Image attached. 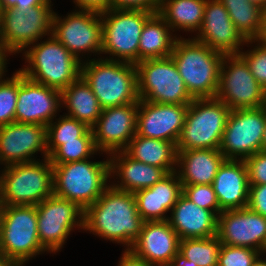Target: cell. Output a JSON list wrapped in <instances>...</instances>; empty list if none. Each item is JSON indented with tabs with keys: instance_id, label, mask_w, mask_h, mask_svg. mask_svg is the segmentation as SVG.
Instances as JSON below:
<instances>
[{
	"instance_id": "1",
	"label": "cell",
	"mask_w": 266,
	"mask_h": 266,
	"mask_svg": "<svg viewBox=\"0 0 266 266\" xmlns=\"http://www.w3.org/2000/svg\"><path fill=\"white\" fill-rule=\"evenodd\" d=\"M144 221L138 213L134 193L111 184L101 197L84 211V231L130 249Z\"/></svg>"
},
{
	"instance_id": "2",
	"label": "cell",
	"mask_w": 266,
	"mask_h": 266,
	"mask_svg": "<svg viewBox=\"0 0 266 266\" xmlns=\"http://www.w3.org/2000/svg\"><path fill=\"white\" fill-rule=\"evenodd\" d=\"M30 45L19 71L30 80L62 92L81 76V63L52 34ZM27 63V64H26Z\"/></svg>"
},
{
	"instance_id": "3",
	"label": "cell",
	"mask_w": 266,
	"mask_h": 266,
	"mask_svg": "<svg viewBox=\"0 0 266 266\" xmlns=\"http://www.w3.org/2000/svg\"><path fill=\"white\" fill-rule=\"evenodd\" d=\"M81 77L102 109L139 102L137 69L133 63L91 57L81 63Z\"/></svg>"
},
{
	"instance_id": "4",
	"label": "cell",
	"mask_w": 266,
	"mask_h": 266,
	"mask_svg": "<svg viewBox=\"0 0 266 266\" xmlns=\"http://www.w3.org/2000/svg\"><path fill=\"white\" fill-rule=\"evenodd\" d=\"M171 57L194 99L216 97L224 54L181 35L175 42Z\"/></svg>"
},
{
	"instance_id": "5",
	"label": "cell",
	"mask_w": 266,
	"mask_h": 266,
	"mask_svg": "<svg viewBox=\"0 0 266 266\" xmlns=\"http://www.w3.org/2000/svg\"><path fill=\"white\" fill-rule=\"evenodd\" d=\"M87 160L52 164L54 195L76 203L84 211L94 204L110 185V162ZM109 182V183H108Z\"/></svg>"
},
{
	"instance_id": "6",
	"label": "cell",
	"mask_w": 266,
	"mask_h": 266,
	"mask_svg": "<svg viewBox=\"0 0 266 266\" xmlns=\"http://www.w3.org/2000/svg\"><path fill=\"white\" fill-rule=\"evenodd\" d=\"M4 206H36L54 194L53 166L48 158L8 165L0 170Z\"/></svg>"
},
{
	"instance_id": "7",
	"label": "cell",
	"mask_w": 266,
	"mask_h": 266,
	"mask_svg": "<svg viewBox=\"0 0 266 266\" xmlns=\"http://www.w3.org/2000/svg\"><path fill=\"white\" fill-rule=\"evenodd\" d=\"M45 252L38 237L36 206H4L0 223V254L16 266H25Z\"/></svg>"
},
{
	"instance_id": "8",
	"label": "cell",
	"mask_w": 266,
	"mask_h": 266,
	"mask_svg": "<svg viewBox=\"0 0 266 266\" xmlns=\"http://www.w3.org/2000/svg\"><path fill=\"white\" fill-rule=\"evenodd\" d=\"M153 12L110 8L101 12L102 58L137 64L139 40L145 22ZM107 54V56H106Z\"/></svg>"
},
{
	"instance_id": "9",
	"label": "cell",
	"mask_w": 266,
	"mask_h": 266,
	"mask_svg": "<svg viewBox=\"0 0 266 266\" xmlns=\"http://www.w3.org/2000/svg\"><path fill=\"white\" fill-rule=\"evenodd\" d=\"M230 111L217 97L194 99L188 105L177 151L219 149Z\"/></svg>"
},
{
	"instance_id": "10",
	"label": "cell",
	"mask_w": 266,
	"mask_h": 266,
	"mask_svg": "<svg viewBox=\"0 0 266 266\" xmlns=\"http://www.w3.org/2000/svg\"><path fill=\"white\" fill-rule=\"evenodd\" d=\"M50 0L28 10L8 7L0 12V45L10 56L51 34L54 10Z\"/></svg>"
},
{
	"instance_id": "11",
	"label": "cell",
	"mask_w": 266,
	"mask_h": 266,
	"mask_svg": "<svg viewBox=\"0 0 266 266\" xmlns=\"http://www.w3.org/2000/svg\"><path fill=\"white\" fill-rule=\"evenodd\" d=\"M136 69L139 100L162 104H190L194 100L171 56L143 60Z\"/></svg>"
},
{
	"instance_id": "12",
	"label": "cell",
	"mask_w": 266,
	"mask_h": 266,
	"mask_svg": "<svg viewBox=\"0 0 266 266\" xmlns=\"http://www.w3.org/2000/svg\"><path fill=\"white\" fill-rule=\"evenodd\" d=\"M51 34L80 62L90 60L92 54L101 57L102 21L100 12L80 9L74 11L73 9L65 17L54 12ZM86 55H88L87 58ZM84 58L86 59L84 60Z\"/></svg>"
},
{
	"instance_id": "13",
	"label": "cell",
	"mask_w": 266,
	"mask_h": 266,
	"mask_svg": "<svg viewBox=\"0 0 266 266\" xmlns=\"http://www.w3.org/2000/svg\"><path fill=\"white\" fill-rule=\"evenodd\" d=\"M36 210L38 237L47 253L60 252L74 230L84 231V210L74 202L53 194Z\"/></svg>"
},
{
	"instance_id": "14",
	"label": "cell",
	"mask_w": 266,
	"mask_h": 266,
	"mask_svg": "<svg viewBox=\"0 0 266 266\" xmlns=\"http://www.w3.org/2000/svg\"><path fill=\"white\" fill-rule=\"evenodd\" d=\"M266 124V105L230 111L220 152L226 159L245 160L261 151Z\"/></svg>"
},
{
	"instance_id": "15",
	"label": "cell",
	"mask_w": 266,
	"mask_h": 266,
	"mask_svg": "<svg viewBox=\"0 0 266 266\" xmlns=\"http://www.w3.org/2000/svg\"><path fill=\"white\" fill-rule=\"evenodd\" d=\"M216 97L231 110L265 106V89L239 54L224 55Z\"/></svg>"
},
{
	"instance_id": "16",
	"label": "cell",
	"mask_w": 266,
	"mask_h": 266,
	"mask_svg": "<svg viewBox=\"0 0 266 266\" xmlns=\"http://www.w3.org/2000/svg\"><path fill=\"white\" fill-rule=\"evenodd\" d=\"M40 152L48 158L46 126L13 122L0 127V165L32 162ZM36 155V156H35Z\"/></svg>"
},
{
	"instance_id": "17",
	"label": "cell",
	"mask_w": 266,
	"mask_h": 266,
	"mask_svg": "<svg viewBox=\"0 0 266 266\" xmlns=\"http://www.w3.org/2000/svg\"><path fill=\"white\" fill-rule=\"evenodd\" d=\"M61 108L60 91L32 81L18 70L15 122L47 126Z\"/></svg>"
},
{
	"instance_id": "18",
	"label": "cell",
	"mask_w": 266,
	"mask_h": 266,
	"mask_svg": "<svg viewBox=\"0 0 266 266\" xmlns=\"http://www.w3.org/2000/svg\"><path fill=\"white\" fill-rule=\"evenodd\" d=\"M138 103L102 109L91 128L95 147L104 155L123 151L136 135Z\"/></svg>"
},
{
	"instance_id": "19",
	"label": "cell",
	"mask_w": 266,
	"mask_h": 266,
	"mask_svg": "<svg viewBox=\"0 0 266 266\" xmlns=\"http://www.w3.org/2000/svg\"><path fill=\"white\" fill-rule=\"evenodd\" d=\"M189 104H162L139 100L136 135L177 145Z\"/></svg>"
},
{
	"instance_id": "20",
	"label": "cell",
	"mask_w": 266,
	"mask_h": 266,
	"mask_svg": "<svg viewBox=\"0 0 266 266\" xmlns=\"http://www.w3.org/2000/svg\"><path fill=\"white\" fill-rule=\"evenodd\" d=\"M217 237L222 245L249 247L261 253L266 243V217L248 207L222 211Z\"/></svg>"
},
{
	"instance_id": "21",
	"label": "cell",
	"mask_w": 266,
	"mask_h": 266,
	"mask_svg": "<svg viewBox=\"0 0 266 266\" xmlns=\"http://www.w3.org/2000/svg\"><path fill=\"white\" fill-rule=\"evenodd\" d=\"M194 35L191 37L224 55L238 54L246 43L219 0L206 1L202 25Z\"/></svg>"
},
{
	"instance_id": "22",
	"label": "cell",
	"mask_w": 266,
	"mask_h": 266,
	"mask_svg": "<svg viewBox=\"0 0 266 266\" xmlns=\"http://www.w3.org/2000/svg\"><path fill=\"white\" fill-rule=\"evenodd\" d=\"M179 243L168 220L146 221L130 250L150 266H166L179 254Z\"/></svg>"
},
{
	"instance_id": "23",
	"label": "cell",
	"mask_w": 266,
	"mask_h": 266,
	"mask_svg": "<svg viewBox=\"0 0 266 266\" xmlns=\"http://www.w3.org/2000/svg\"><path fill=\"white\" fill-rule=\"evenodd\" d=\"M109 162L110 184L130 193L150 188L168 175L163 168L136 161L124 151L109 154Z\"/></svg>"
},
{
	"instance_id": "24",
	"label": "cell",
	"mask_w": 266,
	"mask_h": 266,
	"mask_svg": "<svg viewBox=\"0 0 266 266\" xmlns=\"http://www.w3.org/2000/svg\"><path fill=\"white\" fill-rule=\"evenodd\" d=\"M212 186L221 211L246 208L249 200L246 162L226 159L220 166Z\"/></svg>"
},
{
	"instance_id": "25",
	"label": "cell",
	"mask_w": 266,
	"mask_h": 266,
	"mask_svg": "<svg viewBox=\"0 0 266 266\" xmlns=\"http://www.w3.org/2000/svg\"><path fill=\"white\" fill-rule=\"evenodd\" d=\"M169 224L179 239L210 238L217 235L218 216L197 206L181 194L170 211Z\"/></svg>"
},
{
	"instance_id": "26",
	"label": "cell",
	"mask_w": 266,
	"mask_h": 266,
	"mask_svg": "<svg viewBox=\"0 0 266 266\" xmlns=\"http://www.w3.org/2000/svg\"><path fill=\"white\" fill-rule=\"evenodd\" d=\"M182 194V184L176 172L169 173L150 188L134 193L138 213L144 222L168 220L169 213Z\"/></svg>"
},
{
	"instance_id": "27",
	"label": "cell",
	"mask_w": 266,
	"mask_h": 266,
	"mask_svg": "<svg viewBox=\"0 0 266 266\" xmlns=\"http://www.w3.org/2000/svg\"><path fill=\"white\" fill-rule=\"evenodd\" d=\"M176 173L182 185L212 184L226 160L220 149L177 151Z\"/></svg>"
},
{
	"instance_id": "28",
	"label": "cell",
	"mask_w": 266,
	"mask_h": 266,
	"mask_svg": "<svg viewBox=\"0 0 266 266\" xmlns=\"http://www.w3.org/2000/svg\"><path fill=\"white\" fill-rule=\"evenodd\" d=\"M123 151L136 161L163 168L168 174L176 172L178 152L173 142L135 135Z\"/></svg>"
},
{
	"instance_id": "29",
	"label": "cell",
	"mask_w": 266,
	"mask_h": 266,
	"mask_svg": "<svg viewBox=\"0 0 266 266\" xmlns=\"http://www.w3.org/2000/svg\"><path fill=\"white\" fill-rule=\"evenodd\" d=\"M62 108L67 116L75 118L92 128L101 115L102 108L90 86L80 76L61 92Z\"/></svg>"
},
{
	"instance_id": "30",
	"label": "cell",
	"mask_w": 266,
	"mask_h": 266,
	"mask_svg": "<svg viewBox=\"0 0 266 266\" xmlns=\"http://www.w3.org/2000/svg\"><path fill=\"white\" fill-rule=\"evenodd\" d=\"M173 33L164 19L158 13H154L142 29L139 40V62L170 57L179 38L178 34Z\"/></svg>"
},
{
	"instance_id": "31",
	"label": "cell",
	"mask_w": 266,
	"mask_h": 266,
	"mask_svg": "<svg viewBox=\"0 0 266 266\" xmlns=\"http://www.w3.org/2000/svg\"><path fill=\"white\" fill-rule=\"evenodd\" d=\"M207 0H161L158 14L171 30L197 33L202 25ZM193 32V33H192Z\"/></svg>"
},
{
	"instance_id": "32",
	"label": "cell",
	"mask_w": 266,
	"mask_h": 266,
	"mask_svg": "<svg viewBox=\"0 0 266 266\" xmlns=\"http://www.w3.org/2000/svg\"><path fill=\"white\" fill-rule=\"evenodd\" d=\"M237 31L247 40L259 39L263 30L264 8L249 0H219Z\"/></svg>"
},
{
	"instance_id": "33",
	"label": "cell",
	"mask_w": 266,
	"mask_h": 266,
	"mask_svg": "<svg viewBox=\"0 0 266 266\" xmlns=\"http://www.w3.org/2000/svg\"><path fill=\"white\" fill-rule=\"evenodd\" d=\"M221 246L217 235L210 238H186L180 240L179 254L198 266H218Z\"/></svg>"
},
{
	"instance_id": "34",
	"label": "cell",
	"mask_w": 266,
	"mask_h": 266,
	"mask_svg": "<svg viewBox=\"0 0 266 266\" xmlns=\"http://www.w3.org/2000/svg\"><path fill=\"white\" fill-rule=\"evenodd\" d=\"M46 126L47 152L50 157L62 144L77 141L88 129L84 123L67 115H60Z\"/></svg>"
},
{
	"instance_id": "35",
	"label": "cell",
	"mask_w": 266,
	"mask_h": 266,
	"mask_svg": "<svg viewBox=\"0 0 266 266\" xmlns=\"http://www.w3.org/2000/svg\"><path fill=\"white\" fill-rule=\"evenodd\" d=\"M103 154L95 147L93 132L89 128L77 141L65 142L50 157L51 164L87 160L94 155Z\"/></svg>"
},
{
	"instance_id": "36",
	"label": "cell",
	"mask_w": 266,
	"mask_h": 266,
	"mask_svg": "<svg viewBox=\"0 0 266 266\" xmlns=\"http://www.w3.org/2000/svg\"><path fill=\"white\" fill-rule=\"evenodd\" d=\"M17 96L18 69L10 78L6 74L0 78V127L15 122Z\"/></svg>"
},
{
	"instance_id": "37",
	"label": "cell",
	"mask_w": 266,
	"mask_h": 266,
	"mask_svg": "<svg viewBox=\"0 0 266 266\" xmlns=\"http://www.w3.org/2000/svg\"><path fill=\"white\" fill-rule=\"evenodd\" d=\"M245 46L251 48L246 51L242 49L238 54L245 60L257 82L266 89V43L259 39L247 40Z\"/></svg>"
},
{
	"instance_id": "38",
	"label": "cell",
	"mask_w": 266,
	"mask_h": 266,
	"mask_svg": "<svg viewBox=\"0 0 266 266\" xmlns=\"http://www.w3.org/2000/svg\"><path fill=\"white\" fill-rule=\"evenodd\" d=\"M182 194L197 206L211 210L217 216L222 212L212 184L182 185Z\"/></svg>"
},
{
	"instance_id": "39",
	"label": "cell",
	"mask_w": 266,
	"mask_h": 266,
	"mask_svg": "<svg viewBox=\"0 0 266 266\" xmlns=\"http://www.w3.org/2000/svg\"><path fill=\"white\" fill-rule=\"evenodd\" d=\"M261 253L249 247L222 245L218 266H252Z\"/></svg>"
},
{
	"instance_id": "40",
	"label": "cell",
	"mask_w": 266,
	"mask_h": 266,
	"mask_svg": "<svg viewBox=\"0 0 266 266\" xmlns=\"http://www.w3.org/2000/svg\"><path fill=\"white\" fill-rule=\"evenodd\" d=\"M244 161L248 169L249 185L266 184V152L259 151Z\"/></svg>"
},
{
	"instance_id": "41",
	"label": "cell",
	"mask_w": 266,
	"mask_h": 266,
	"mask_svg": "<svg viewBox=\"0 0 266 266\" xmlns=\"http://www.w3.org/2000/svg\"><path fill=\"white\" fill-rule=\"evenodd\" d=\"M250 210L266 217V184L249 185L248 206Z\"/></svg>"
},
{
	"instance_id": "42",
	"label": "cell",
	"mask_w": 266,
	"mask_h": 266,
	"mask_svg": "<svg viewBox=\"0 0 266 266\" xmlns=\"http://www.w3.org/2000/svg\"><path fill=\"white\" fill-rule=\"evenodd\" d=\"M161 0H111L113 9L145 10L157 13Z\"/></svg>"
},
{
	"instance_id": "43",
	"label": "cell",
	"mask_w": 266,
	"mask_h": 266,
	"mask_svg": "<svg viewBox=\"0 0 266 266\" xmlns=\"http://www.w3.org/2000/svg\"><path fill=\"white\" fill-rule=\"evenodd\" d=\"M75 9L104 12L111 8V0H73Z\"/></svg>"
},
{
	"instance_id": "44",
	"label": "cell",
	"mask_w": 266,
	"mask_h": 266,
	"mask_svg": "<svg viewBox=\"0 0 266 266\" xmlns=\"http://www.w3.org/2000/svg\"><path fill=\"white\" fill-rule=\"evenodd\" d=\"M123 250L117 266H150L145 260L135 255L130 249L123 248Z\"/></svg>"
},
{
	"instance_id": "45",
	"label": "cell",
	"mask_w": 266,
	"mask_h": 266,
	"mask_svg": "<svg viewBox=\"0 0 266 266\" xmlns=\"http://www.w3.org/2000/svg\"><path fill=\"white\" fill-rule=\"evenodd\" d=\"M45 0H0L1 10L8 7H16L19 9L28 10L30 7L38 6Z\"/></svg>"
},
{
	"instance_id": "46",
	"label": "cell",
	"mask_w": 266,
	"mask_h": 266,
	"mask_svg": "<svg viewBox=\"0 0 266 266\" xmlns=\"http://www.w3.org/2000/svg\"><path fill=\"white\" fill-rule=\"evenodd\" d=\"M8 57H10L4 50L3 48L0 46V78L6 74L8 72L7 69V63L8 62Z\"/></svg>"
},
{
	"instance_id": "47",
	"label": "cell",
	"mask_w": 266,
	"mask_h": 266,
	"mask_svg": "<svg viewBox=\"0 0 266 266\" xmlns=\"http://www.w3.org/2000/svg\"><path fill=\"white\" fill-rule=\"evenodd\" d=\"M166 266H198L193 261H189L186 258L182 257L180 254L177 255V257L172 260L170 263H168Z\"/></svg>"
},
{
	"instance_id": "48",
	"label": "cell",
	"mask_w": 266,
	"mask_h": 266,
	"mask_svg": "<svg viewBox=\"0 0 266 266\" xmlns=\"http://www.w3.org/2000/svg\"><path fill=\"white\" fill-rule=\"evenodd\" d=\"M259 40L266 43V7L264 8V18H263V30Z\"/></svg>"
},
{
	"instance_id": "49",
	"label": "cell",
	"mask_w": 266,
	"mask_h": 266,
	"mask_svg": "<svg viewBox=\"0 0 266 266\" xmlns=\"http://www.w3.org/2000/svg\"><path fill=\"white\" fill-rule=\"evenodd\" d=\"M0 266H16L11 260L6 259L2 254H0Z\"/></svg>"
},
{
	"instance_id": "50",
	"label": "cell",
	"mask_w": 266,
	"mask_h": 266,
	"mask_svg": "<svg viewBox=\"0 0 266 266\" xmlns=\"http://www.w3.org/2000/svg\"><path fill=\"white\" fill-rule=\"evenodd\" d=\"M261 256V257H260ZM264 256L261 254L257 257V259L254 261L252 266H266V259L263 258ZM263 258V259H262Z\"/></svg>"
},
{
	"instance_id": "51",
	"label": "cell",
	"mask_w": 266,
	"mask_h": 266,
	"mask_svg": "<svg viewBox=\"0 0 266 266\" xmlns=\"http://www.w3.org/2000/svg\"><path fill=\"white\" fill-rule=\"evenodd\" d=\"M261 151L266 152V124H265V129H264Z\"/></svg>"
},
{
	"instance_id": "52",
	"label": "cell",
	"mask_w": 266,
	"mask_h": 266,
	"mask_svg": "<svg viewBox=\"0 0 266 266\" xmlns=\"http://www.w3.org/2000/svg\"><path fill=\"white\" fill-rule=\"evenodd\" d=\"M249 1H252L260 6H262L263 8L266 7V0H249Z\"/></svg>"
},
{
	"instance_id": "53",
	"label": "cell",
	"mask_w": 266,
	"mask_h": 266,
	"mask_svg": "<svg viewBox=\"0 0 266 266\" xmlns=\"http://www.w3.org/2000/svg\"><path fill=\"white\" fill-rule=\"evenodd\" d=\"M3 208H4V203H3V200H2L1 194H0V223H1Z\"/></svg>"
},
{
	"instance_id": "54",
	"label": "cell",
	"mask_w": 266,
	"mask_h": 266,
	"mask_svg": "<svg viewBox=\"0 0 266 266\" xmlns=\"http://www.w3.org/2000/svg\"><path fill=\"white\" fill-rule=\"evenodd\" d=\"M261 254H262L263 256L266 255V243H265V245H264V247H263V249H262Z\"/></svg>"
},
{
	"instance_id": "55",
	"label": "cell",
	"mask_w": 266,
	"mask_h": 266,
	"mask_svg": "<svg viewBox=\"0 0 266 266\" xmlns=\"http://www.w3.org/2000/svg\"><path fill=\"white\" fill-rule=\"evenodd\" d=\"M265 105H266V89H265Z\"/></svg>"
}]
</instances>
